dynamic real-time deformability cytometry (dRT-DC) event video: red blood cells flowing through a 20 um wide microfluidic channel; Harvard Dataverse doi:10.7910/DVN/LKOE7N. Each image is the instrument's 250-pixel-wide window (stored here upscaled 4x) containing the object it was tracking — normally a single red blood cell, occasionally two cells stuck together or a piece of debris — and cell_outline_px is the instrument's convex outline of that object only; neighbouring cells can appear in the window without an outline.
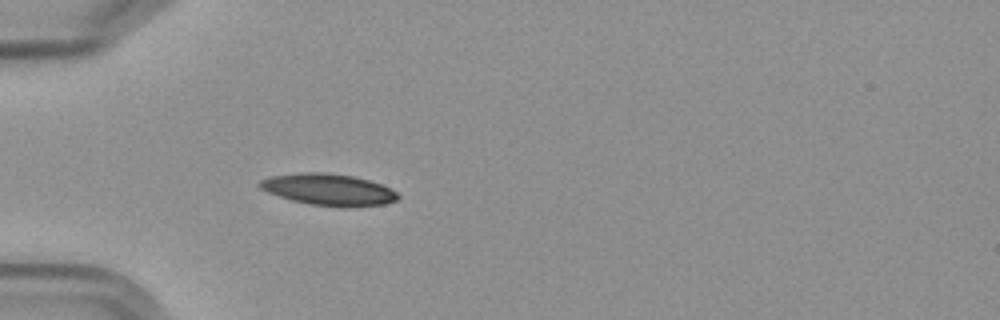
{"species": "Egyptian fruit bat (a non-hibernating species)", "species_latin": "Rousettus aegyptiacus", "temperature_condition": "cold", "stored_images_in_passage": 6, "camera_frame_rate_fps": 3000, "um_per_image_px": 0.085, "frame": {"image": 1, "passage_image": 6, "time_ms": 6.0, "image_size_px": [1000, 320], "cell_outline_px": [[400, 196], [396, 200], [384, 204], [348, 208], [340, 208], [308, 204], [292, 200], [268, 192], [260, 188], [256, 184], [260, 180], [272, 176], [304, 172], [320, 172], [352, 176], [368, 180], [380, 184], [396, 192]], "centroid_in_image_um": [27.91, 16.13], "position_along_channel_um": 57.1, "area_um2": 25.43}}